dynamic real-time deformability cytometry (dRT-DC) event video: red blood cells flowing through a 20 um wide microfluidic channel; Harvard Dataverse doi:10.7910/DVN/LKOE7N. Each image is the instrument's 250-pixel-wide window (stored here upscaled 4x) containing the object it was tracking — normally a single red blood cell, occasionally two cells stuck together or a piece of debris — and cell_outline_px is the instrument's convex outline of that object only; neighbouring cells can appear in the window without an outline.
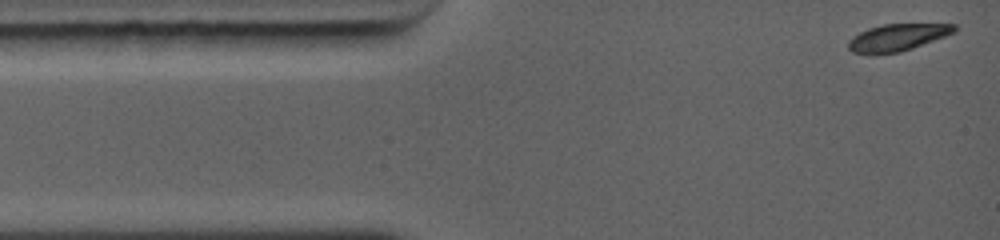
{"species": "common noctule bat (a hibernating species)", "species_latin": "Nyctalus noctula", "temperature_condition": "warm", "stored_images_in_passage": 41, "camera_frame_rate_fps": 5000, "um_per_image_px": 0.085, "animal": {"sex": "female", "body_mass_g": 19.0, "forearm_length_mm": 56.7}, "frame": {"image": 1, "passage_image": 1, "time_ms": 0.0, "image_size_px": [1000, 240], "cell_outline_px": [[956, 32], [912, 48], [900, 52], [852, 52], [848, 48], [848, 40], [852, 36], [868, 28], [884, 24], [956, 24]], "centroid_in_image_um": [76.3, 3.15], "position_along_channel_um": 8.7, "area_um2": 16.24}}
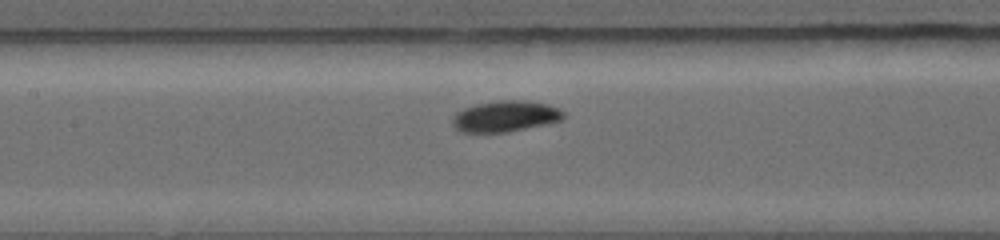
{"frame": {"image": 2, "passage_image": 23, "time_ms": 5.0, "image_size_px": [1000, 240], "cell_outline_px": [[564, 116], [560, 120], [548, 124], [508, 132], [460, 132], [452, 124], [452, 116], [456, 112], [464, 108], [476, 104], [496, 100], [524, 100], [548, 104], [560, 108], [564, 112]], "centroid_in_image_um": [42.95, 9.88], "position_along_channel_um": 164.4, "area_um2": 20.29}}
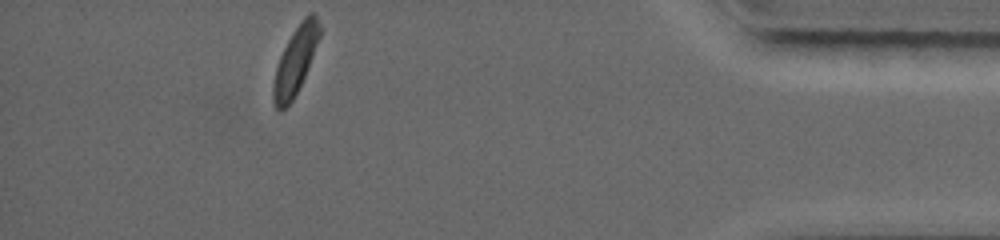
{"frame": {"image": 3, "passage_image": 41, "time_ms": 11.8, "image_size_px": [1000, 240], "cell_outline_px": [[320, 36], [304, 76], [292, 100], [280, 112], [276, 108], [272, 100], [272, 84], [276, 68], [280, 56], [292, 32], [300, 20], [308, 12], [312, 12], [316, 16], [320, 24]], "centroid_in_image_um": [25.08, 5.13], "position_along_channel_um": 410.1, "area_um2": 17.92}, "authors_computed_cell_mechanics": {"area_um2": 19.3052, "velocity_mm_per_s": 4.4413, "shape_relaxation_time_tau1_ms": 1.261, "shape_relaxation_time_tau2_ms": null, "deformation_change_tau1": 0.0856, "deformation_change_tau2": null}}